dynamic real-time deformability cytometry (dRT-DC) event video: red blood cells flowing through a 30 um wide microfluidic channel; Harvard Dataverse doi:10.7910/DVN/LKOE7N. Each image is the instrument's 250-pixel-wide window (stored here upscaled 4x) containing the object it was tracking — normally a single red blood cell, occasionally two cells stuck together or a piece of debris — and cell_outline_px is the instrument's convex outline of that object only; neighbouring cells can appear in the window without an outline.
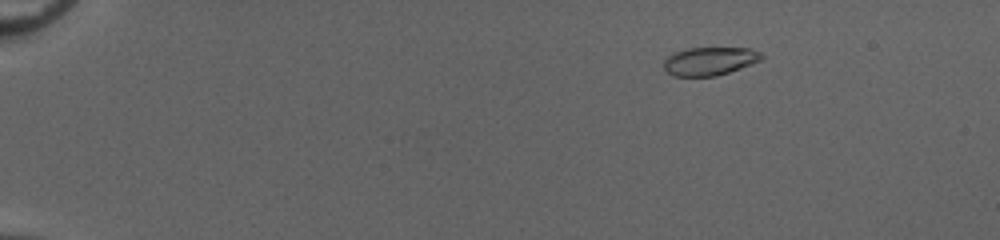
{"species": "common noctule bat (a hibernating species)", "species_latin": "Nyctalus noctula", "temperature_condition": "cold", "stored_images_in_passage": 55, "camera_frame_rate_fps": 3000, "um_per_image_px": 0.085, "animal": {"sex": "female", "body_mass_g": 20.0, "forearm_length_mm": 54.0}, "frame": {"image": 1, "passage_image": 10, "time_ms": 3.0, "image_size_px": [1000, 240], "cell_outline_px": [[764, 56], [760, 60], [752, 64], [716, 76], [672, 76], [664, 72], [664, 60], [672, 52], [684, 48], [752, 48], [760, 52]], "centroid_in_image_um": [60.28, 5.19], "position_along_channel_um": 24.7, "area_um2": 16.3}}
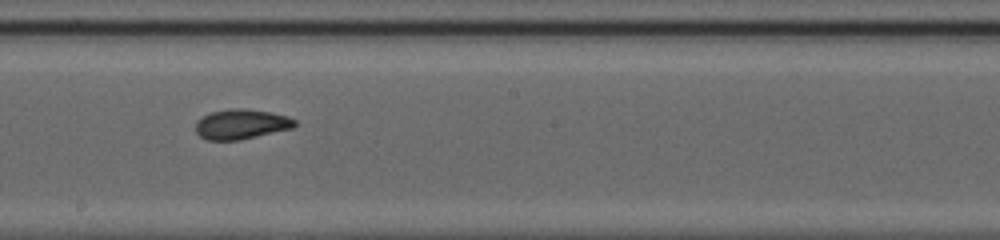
{"frame": {"image": 2, "passage_image": 34, "time_ms": 11.0, "image_size_px": [1000, 240], "cell_outline_px": [[296, 124], [292, 128], [240, 140], [204, 140], [196, 132], [196, 120], [212, 112], [228, 108], [244, 108], [272, 112], [288, 116], [296, 120]], "centroid_in_image_um": [20.5, 10.55], "position_along_channel_um": 227.7, "area_um2": 17.4}}
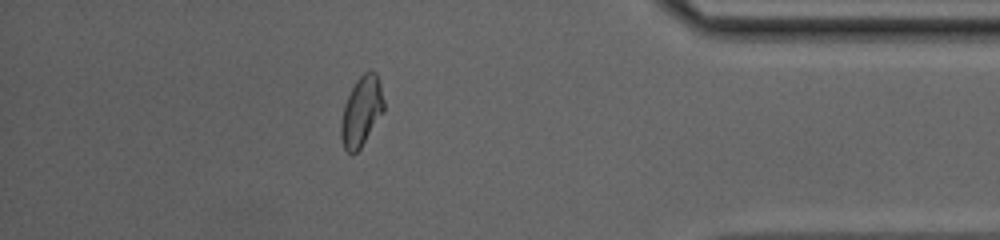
{"frame": {"image": 3, "passage_image": 49, "time_ms": 16.0, "image_size_px": [1000, 240], "cell_outline_px": [[384, 112], [360, 148], [352, 156], [344, 148], [340, 136], [340, 120], [344, 104], [356, 80], [364, 72], [376, 72], [380, 80], [384, 100]], "centroid_in_image_um": [30.72, 9.47], "position_along_channel_um": 404.5, "area_um2": 17.57}, "authors_computed_cell_mechanics": {"area_um2": 17.2822, "velocity_mm_per_s": 4.078, "shape_relaxation_time_tau1_ms": 6.5202, "shape_relaxation_time_tau2_ms": 1.2329, "deformation_change_tau1": 0.2173, "deformation_change_tau2": 0.0473}}